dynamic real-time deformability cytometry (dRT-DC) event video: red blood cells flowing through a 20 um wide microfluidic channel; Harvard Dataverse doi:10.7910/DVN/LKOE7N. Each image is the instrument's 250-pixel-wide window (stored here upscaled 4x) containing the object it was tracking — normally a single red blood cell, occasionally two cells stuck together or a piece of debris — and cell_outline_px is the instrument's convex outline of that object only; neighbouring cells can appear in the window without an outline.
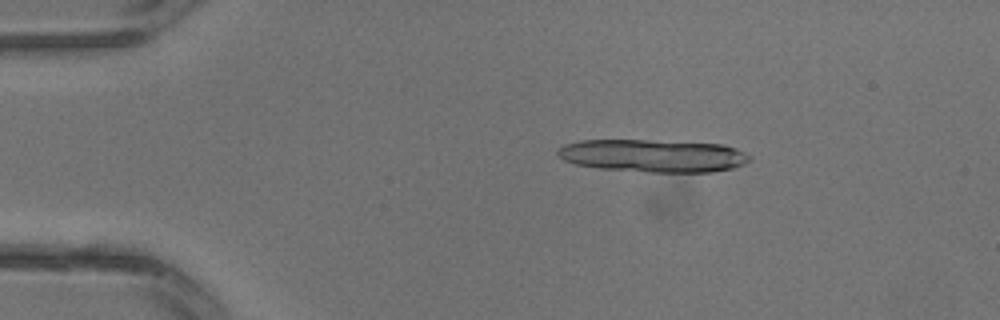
{"species": "common noctule bat (a hibernating species)", "species_latin": "Nyctalus noctula", "temperature_condition": "warm", "stored_images_in_passage": 3, "camera_frame_rate_fps": 3000, "um_per_image_px": 0.085, "animal": {"sex": "male", "body_mass_g": 13.3}, "frame": {"image": 1, "passage_image": 2, "time_ms": 0.333, "image_size_px": [1000, 320], "cell_outline_px": [[752, 160], [744, 164], [732, 168], [712, 172], [648, 172], [596, 168], [576, 164], [564, 160], [556, 152], [564, 144], [580, 140], [648, 140], [724, 144], [736, 148], [752, 156]], "centroid_in_image_um": [55.54, 13.23], "position_along_channel_um": 29.5, "area_um2": 36.82}}